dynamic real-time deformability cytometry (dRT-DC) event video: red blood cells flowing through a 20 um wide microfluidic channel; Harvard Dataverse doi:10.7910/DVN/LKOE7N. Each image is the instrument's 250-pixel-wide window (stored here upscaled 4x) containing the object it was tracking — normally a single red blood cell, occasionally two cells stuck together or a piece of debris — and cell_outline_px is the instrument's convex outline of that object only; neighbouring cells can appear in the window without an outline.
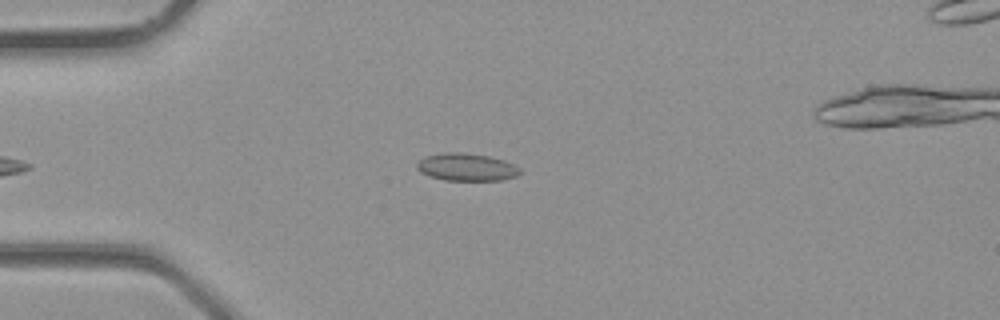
{"species": "common noctule bat (a hibernating species)", "species_latin": "Nyctalus noctula", "temperature_condition": "room temperature", "stored_images_in_passage": 25, "camera_frame_rate_fps": 3000, "um_per_image_px": 0.085, "animal": {"sex": "male", "body_mass_g": 23.1, "forearm_length_mm": 52.7}, "frame": {"image": 1, "passage_image": 2, "time_ms": 0.333, "image_size_px": [1000, 320], "cell_outline_px": [[524, 172], [516, 176], [500, 180], [444, 180], [420, 172], [416, 168], [416, 164], [424, 156], [444, 152], [464, 152], [488, 156], [504, 160], [520, 168]], "centroid_in_image_um": [39.66, 14.19], "position_along_channel_um": 45.3, "area_um2": 16.59}}
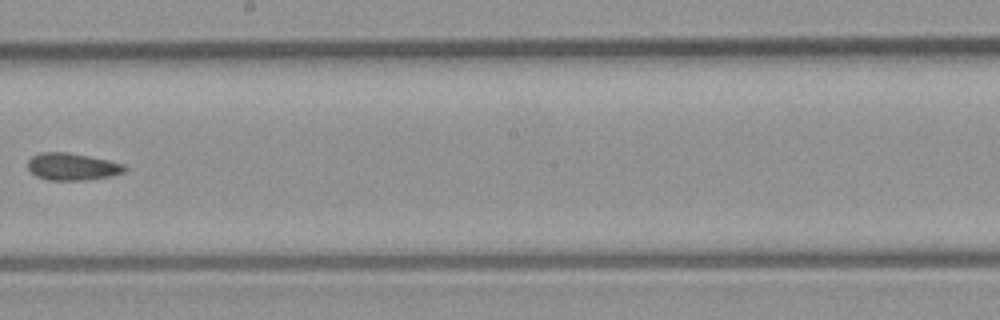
{"frame": {"image": 2, "passage_image": 13, "time_ms": 4.0, "image_size_px": [1000, 320], "cell_outline_px": [[128, 168], [124, 172], [108, 176], [84, 180], [48, 180], [36, 176], [28, 168], [28, 160], [32, 156], [40, 152], [68, 152], [108, 160], [124, 164]], "centroid_in_image_um": [6.13, 14.16], "position_along_channel_um": 242.1, "area_um2": 15.26}}
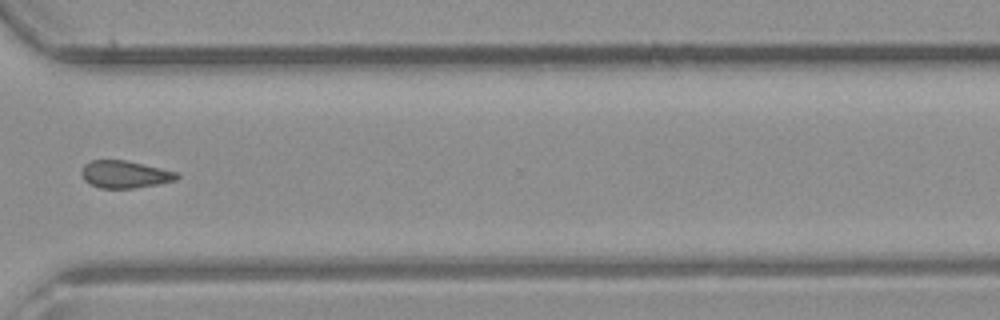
{"frame": {"image": 3, "passage_image": 19, "time_ms": 6.0, "image_size_px": [1000, 320], "cell_outline_px": [[180, 176], [176, 180], [160, 184], [132, 188], [100, 188], [84, 180], [80, 172], [84, 164], [92, 160], [124, 160], [160, 168], [176, 172]], "centroid_in_image_um": [10.6, 14.82], "position_along_channel_um": 360.0, "area_um2": 15.09}}